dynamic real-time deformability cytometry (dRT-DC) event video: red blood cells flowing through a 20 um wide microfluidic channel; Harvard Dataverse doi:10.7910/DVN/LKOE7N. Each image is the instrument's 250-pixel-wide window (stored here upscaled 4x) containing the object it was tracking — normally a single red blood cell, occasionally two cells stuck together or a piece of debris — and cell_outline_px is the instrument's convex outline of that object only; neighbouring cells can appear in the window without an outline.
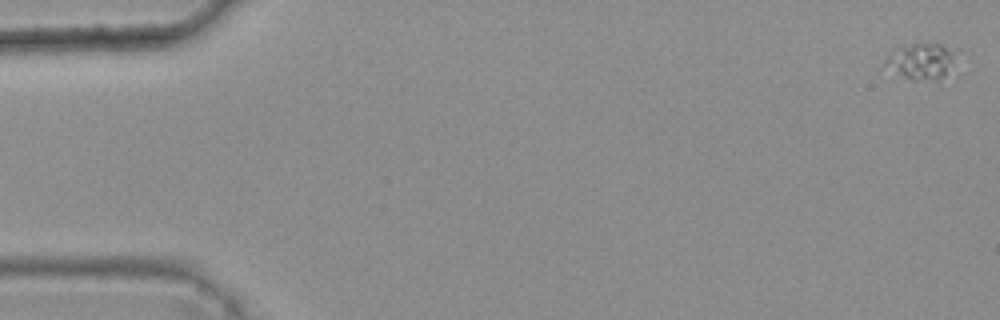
{"species": "common noctule bat (a hibernating species)", "species_latin": "Nyctalus noctula", "temperature_condition": "warm", "stored_images_in_passage": 4, "camera_frame_rate_fps": 3000, "um_per_image_px": 0.085, "animal": {"sex": "female", "body_mass_g": 25.1}, "frame": {"image": 1, "passage_image": 1, "time_ms": 0.0, "image_size_px": [1000, 320], "cell_outline_px": [[952, 56], [944, 76], [916, 80], [912, 80], [880, 68], [880, 64], [888, 52], [920, 40], [940, 44], [952, 52]], "centroid_in_image_um": [78.05, 5.16], "position_along_channel_um": 7.0, "area_um2": 14.8}}
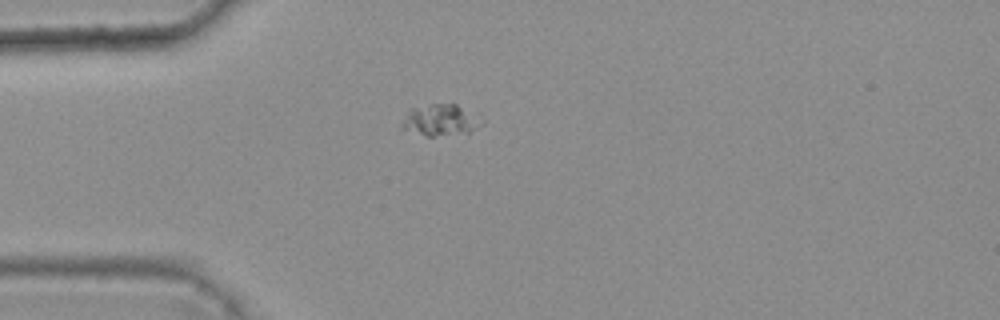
{"frame": {"image": 2, "passage_image": 4, "time_ms": 1.0, "image_size_px": [1000, 320], "cell_outline_px": [[484, 120], [468, 132], [432, 136], [428, 136], [404, 128], [404, 120], [408, 108], [432, 104], [456, 104], [480, 112]], "centroid_in_image_um": [37.54, 10.15], "position_along_channel_um": 47.5, "area_um2": 14.45}}